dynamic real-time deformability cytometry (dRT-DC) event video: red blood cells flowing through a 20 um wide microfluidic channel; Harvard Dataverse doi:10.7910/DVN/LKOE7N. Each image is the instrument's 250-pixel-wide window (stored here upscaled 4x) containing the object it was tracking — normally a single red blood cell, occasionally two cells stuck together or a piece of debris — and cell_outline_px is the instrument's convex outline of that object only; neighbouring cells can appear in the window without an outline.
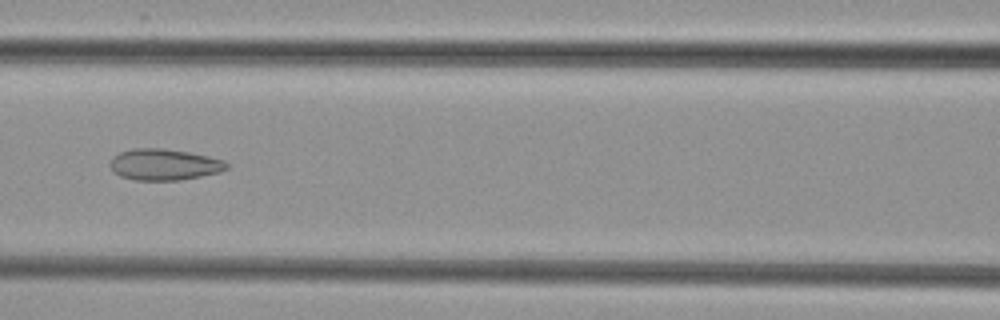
{"species": "common noctule bat (a hibernating species)", "species_latin": "Nyctalus noctula", "temperature_condition": "cold", "stored_images_in_passage": 7, "camera_frame_rate_fps": 3000, "um_per_image_px": 0.085, "animal": {"sex": "female", "body_mass_g": 29.2, "forearm_length_mm": 56.3}, "frame": {"image": 1, "passage_image": 7, "time_ms": 7.0, "image_size_px": [1000, 320], "cell_outline_px": [[228, 168], [220, 172], [180, 180], [132, 180], [120, 176], [112, 172], [108, 164], [112, 156], [120, 152], [132, 148], [160, 148], [188, 152], [208, 156], [224, 160], [228, 164]], "centroid_in_image_um": [13.9, 13.99], "position_along_channel_um": 152.7, "area_um2": 21.44}}